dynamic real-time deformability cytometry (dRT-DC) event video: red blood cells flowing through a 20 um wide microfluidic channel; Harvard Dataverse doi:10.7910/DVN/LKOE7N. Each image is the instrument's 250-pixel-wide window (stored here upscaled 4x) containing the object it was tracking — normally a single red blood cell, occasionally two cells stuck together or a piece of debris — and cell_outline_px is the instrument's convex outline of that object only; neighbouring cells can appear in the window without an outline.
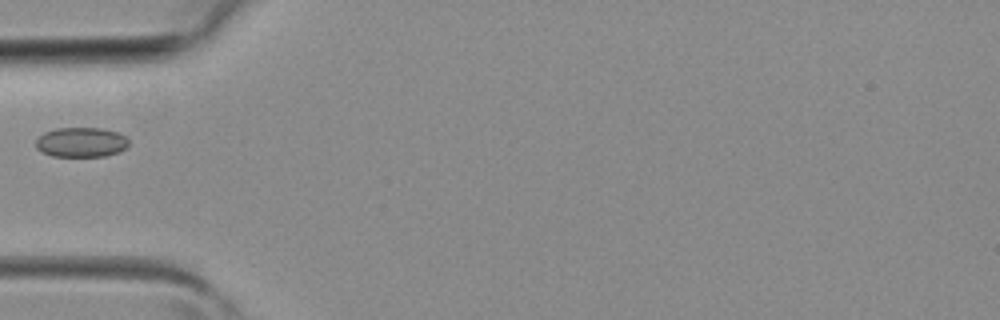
{"species": "common noctule bat (a hibernating species)", "species_latin": "Nyctalus noctula", "temperature_condition": "room temperature", "stored_images_in_passage": 4, "camera_frame_rate_fps": 3000, "um_per_image_px": 0.085, "animal": {"sex": "female", "body_mass_g": 19.3, "forearm_length_mm": 54.1}, "frame": {"image": 1, "passage_image": 4, "time_ms": 1.0, "image_size_px": [1000, 320], "cell_outline_px": [[128, 144], [120, 152], [104, 156], [52, 156], [40, 152], [36, 148], [36, 140], [44, 132], [56, 128], [100, 128], [120, 132], [128, 140]], "centroid_in_image_um": [6.89, 12.09], "position_along_channel_um": 78.1, "area_um2": 16.18}}